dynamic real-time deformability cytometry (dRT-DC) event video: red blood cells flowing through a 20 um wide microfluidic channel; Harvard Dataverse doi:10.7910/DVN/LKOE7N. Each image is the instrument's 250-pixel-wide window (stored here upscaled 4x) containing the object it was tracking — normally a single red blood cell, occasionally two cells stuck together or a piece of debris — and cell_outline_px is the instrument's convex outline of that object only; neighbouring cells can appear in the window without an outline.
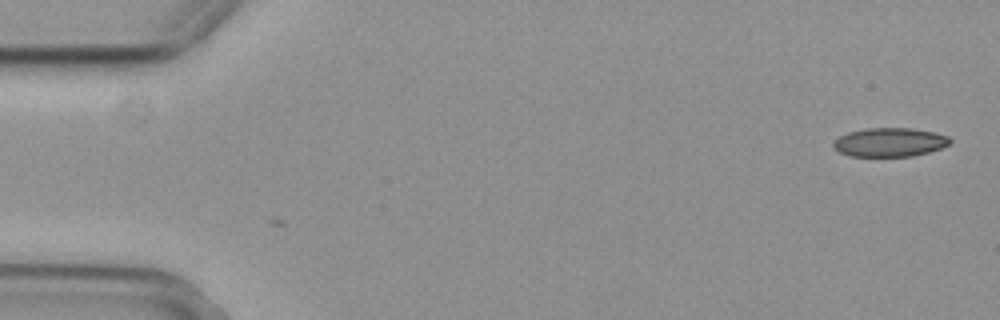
{"species": "common noctule bat (a hibernating species)", "species_latin": "Nyctalus noctula", "temperature_condition": "cold", "stored_images_in_passage": 3, "camera_frame_rate_fps": 3000, "um_per_image_px": 0.085, "animal": {"sex": "female", "body_mass_g": 29.2, "forearm_length_mm": 56.3}, "frame": {"image": 1, "passage_image": 1, "time_ms": 0.0, "image_size_px": [1000, 320], "cell_outline_px": [[952, 140], [948, 144], [940, 148], [928, 152], [912, 156], [848, 156], [832, 148], [832, 144], [840, 136], [848, 132], [868, 128], [912, 128], [936, 132], [948, 136]], "centroid_in_image_um": [75.62, 12.09], "position_along_channel_um": 9.4, "area_um2": 19.59}}